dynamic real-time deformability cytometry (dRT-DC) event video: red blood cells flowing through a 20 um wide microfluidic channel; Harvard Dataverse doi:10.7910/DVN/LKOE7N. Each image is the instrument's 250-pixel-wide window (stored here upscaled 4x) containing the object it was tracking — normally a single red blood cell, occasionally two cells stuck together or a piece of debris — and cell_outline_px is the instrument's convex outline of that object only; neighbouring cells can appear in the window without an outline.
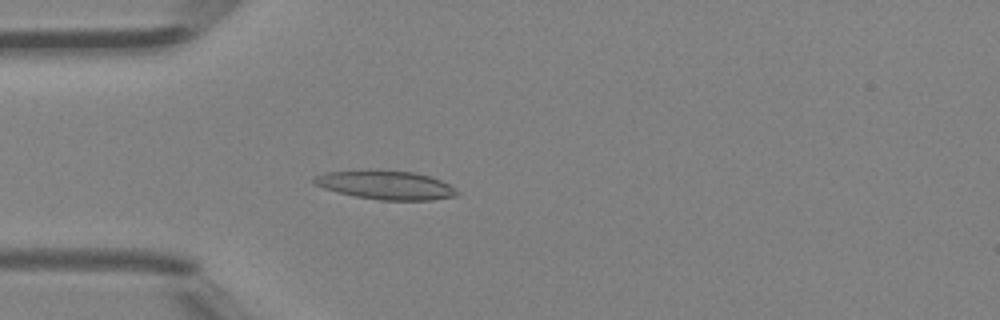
{"species": "Egyptian fruit bat (a non-hibernating species)", "species_latin": "Rousettus aegyptiacus", "temperature_condition": "room temperature", "stored_images_in_passage": 4, "camera_frame_rate_fps": 3000, "um_per_image_px": 0.085, "animal": {"sex": "female"}, "frame": {"image": 1, "passage_image": 4, "time_ms": 1.0, "image_size_px": [1000, 320], "cell_outline_px": [[460, 192], [456, 196], [432, 200], [380, 200], [356, 196], [324, 188], [312, 184], [312, 176], [324, 172], [368, 168], [412, 172], [428, 176], [440, 180], [456, 188]], "centroid_in_image_um": [32.73, 15.7], "position_along_channel_um": 52.3, "area_um2": 24.45}}